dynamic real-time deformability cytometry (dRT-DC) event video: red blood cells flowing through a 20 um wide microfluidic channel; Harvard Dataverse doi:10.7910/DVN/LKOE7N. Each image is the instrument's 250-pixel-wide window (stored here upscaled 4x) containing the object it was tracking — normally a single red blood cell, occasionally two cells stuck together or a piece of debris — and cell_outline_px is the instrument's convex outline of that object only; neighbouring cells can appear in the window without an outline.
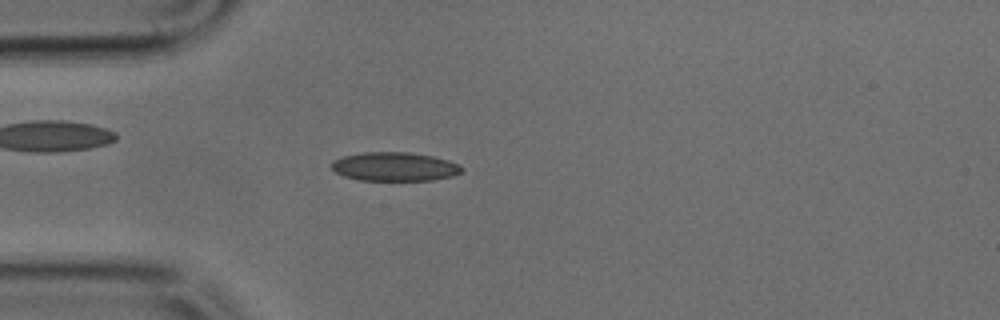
{"species": "common noctule bat (a hibernating species)", "species_latin": "Nyctalus noctula", "temperature_condition": "cold", "stored_images_in_passage": 35, "camera_frame_rate_fps": 3000, "um_per_image_px": 0.085, "animal": {"sex": "male", "body_mass_g": 17.9, "forearm_length_mm": 54.2}, "frame": {"image": 1, "passage_image": 6, "time_ms": 1.667, "image_size_px": [1000, 320], "cell_outline_px": [[464, 168], [460, 172], [452, 176], [432, 180], [360, 180], [344, 176], [336, 172], [332, 168], [332, 160], [340, 156], [364, 152], [408, 152], [432, 156], [448, 160], [460, 164]], "centroid_in_image_um": [33.53, 14.15], "position_along_channel_um": 51.5, "area_um2": 21.91}}
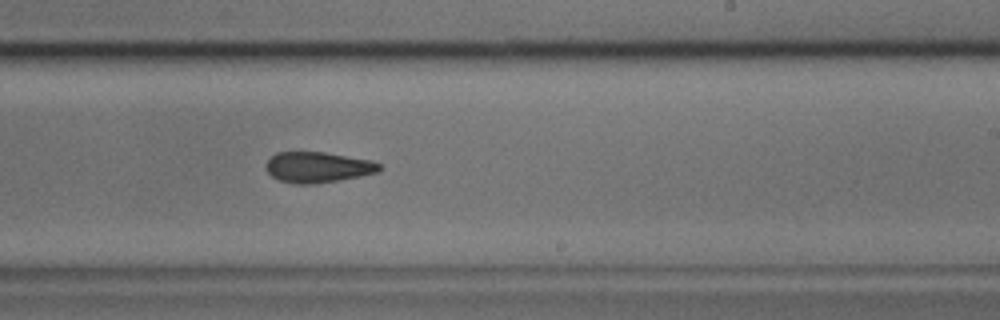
{"frame": {"image": 2, "passage_image": 22, "time_ms": 7.0, "image_size_px": [1000, 320], "cell_outline_px": [[384, 168], [376, 172], [360, 176], [340, 180], [312, 184], [296, 184], [280, 180], [272, 176], [264, 168], [264, 164], [276, 152], [324, 152], [372, 160], [380, 164]], "centroid_in_image_um": [27.01, 14.21], "position_along_channel_um": 262.0, "area_um2": 20.35}}
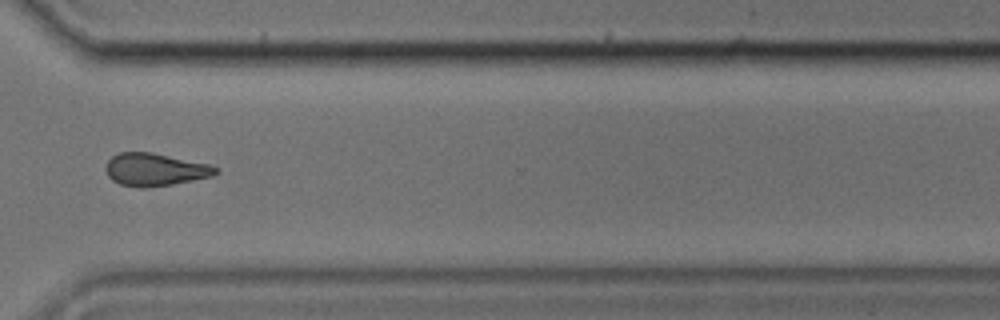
{"frame": {"image": 3, "passage_image": 29, "time_ms": 9.333, "image_size_px": [1000, 320], "cell_outline_px": [[220, 172], [212, 176], [172, 184], [144, 188], [140, 188], [120, 184], [112, 180], [108, 176], [104, 168], [108, 160], [112, 156], [120, 152], [152, 152], [208, 164], [216, 168]], "centroid_in_image_um": [13.13, 14.41], "position_along_channel_um": 357.5, "area_um2": 20.87}}